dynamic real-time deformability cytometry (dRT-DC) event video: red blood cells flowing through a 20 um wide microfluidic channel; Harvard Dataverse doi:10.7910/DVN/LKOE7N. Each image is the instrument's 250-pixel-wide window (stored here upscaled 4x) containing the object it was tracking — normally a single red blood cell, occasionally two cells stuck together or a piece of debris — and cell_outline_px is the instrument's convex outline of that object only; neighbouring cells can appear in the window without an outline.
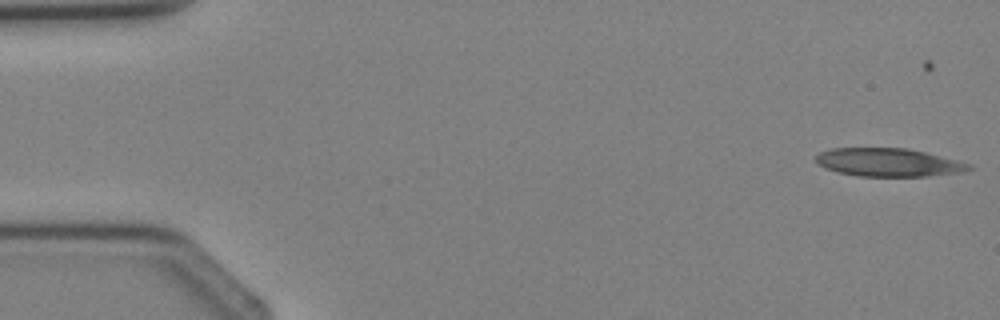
{"species": "Egyptian fruit bat (a non-hibernating species)", "species_latin": "Rousettus aegyptiacus", "temperature_condition": "cold", "stored_images_in_passage": 4, "camera_frame_rate_fps": 3000, "um_per_image_px": 0.085, "animal": {"sex": "female"}, "frame": {"image": 1, "passage_image": 1, "time_ms": 0.0, "image_size_px": [1000, 320], "cell_outline_px": [[972, 168], [964, 172], [928, 176], [856, 176], [836, 172], [824, 168], [816, 160], [816, 156], [820, 152], [832, 148], [908, 148], [972, 164]], "centroid_in_image_um": [75.52, 13.81], "position_along_channel_um": 9.5, "area_um2": 25.14}}